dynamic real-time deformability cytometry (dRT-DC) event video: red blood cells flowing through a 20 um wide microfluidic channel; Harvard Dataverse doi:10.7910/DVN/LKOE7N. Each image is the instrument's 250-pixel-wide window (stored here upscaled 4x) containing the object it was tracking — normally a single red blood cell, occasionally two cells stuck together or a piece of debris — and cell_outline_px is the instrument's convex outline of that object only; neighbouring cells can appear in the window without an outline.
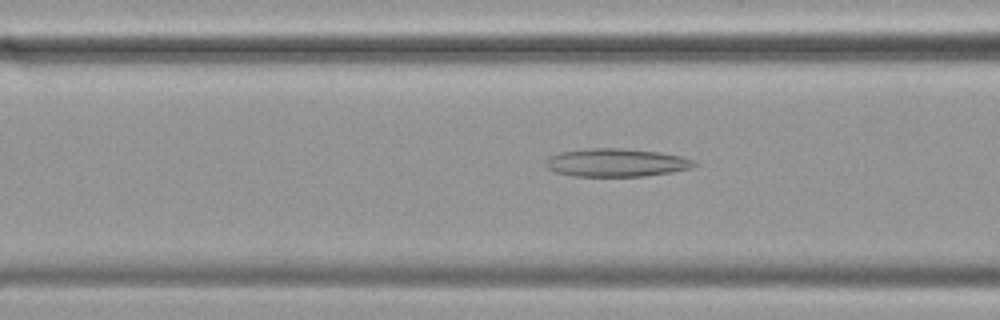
{"species": "common noctule bat (a hibernating species)", "species_latin": "Nyctalus noctula", "temperature_condition": "cold", "stored_images_in_passage": 56, "camera_frame_rate_fps": 3000, "um_per_image_px": 0.085, "animal": {"sex": "female", "body_mass_g": 19.9}, "frame": {"image": 1, "passage_image": 21, "time_ms": 6.667, "image_size_px": [1000, 320], "cell_outline_px": [[700, 164], [692, 168], [672, 172], [644, 176], [572, 176], [556, 172], [548, 168], [544, 164], [544, 160], [548, 156], [560, 152], [584, 148], [624, 148], [660, 152], [680, 156], [696, 160]], "centroid_in_image_um": [52.39, 13.81], "position_along_channel_um": 114.2, "area_um2": 24.74}}
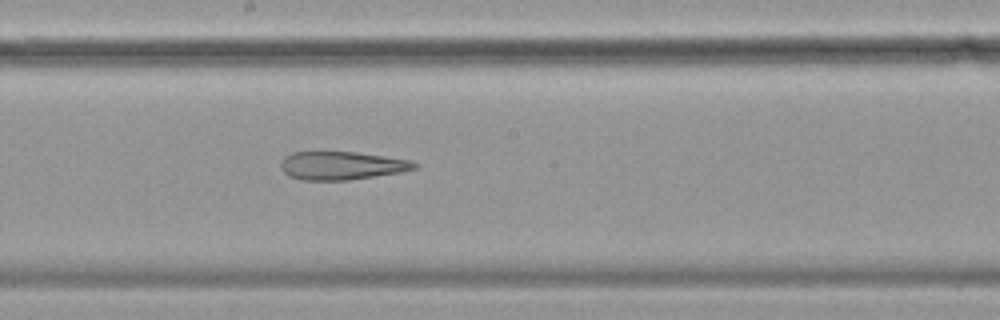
{"frame": {"image": 2, "passage_image": 30, "time_ms": 9.667, "image_size_px": [1000, 320], "cell_outline_px": [[420, 164], [416, 168], [400, 172], [376, 176], [348, 180], [300, 180], [288, 176], [280, 168], [280, 164], [284, 156], [292, 152], [356, 152], [412, 160]], "centroid_in_image_um": [29.03, 14.08], "position_along_channel_um": 219.2, "area_um2": 22.14}}
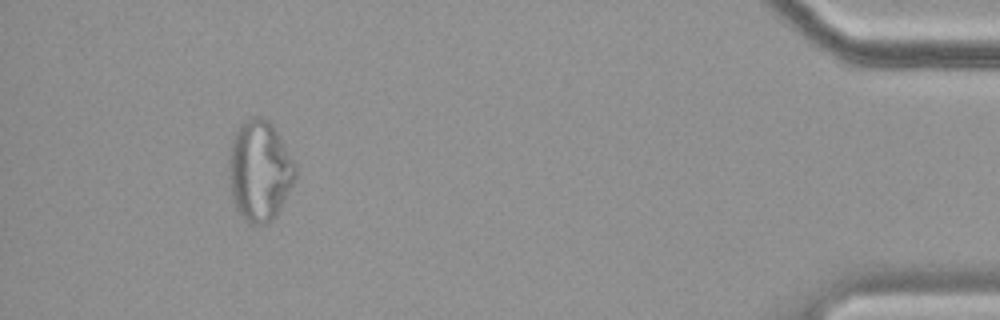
{"frame": {"image": 3, "passage_image": 52, "time_ms": 17.0, "image_size_px": [1000, 320], "cell_outline_px": [[296, 180], [276, 216], [268, 224], [252, 224], [244, 220], [236, 208], [232, 196], [232, 140], [240, 124], [248, 116], [260, 116], [268, 120], [276, 128], [296, 164]], "centroid_in_image_um": [22.14, 14.5], "position_along_channel_um": 413.1, "area_um2": 38.55}}